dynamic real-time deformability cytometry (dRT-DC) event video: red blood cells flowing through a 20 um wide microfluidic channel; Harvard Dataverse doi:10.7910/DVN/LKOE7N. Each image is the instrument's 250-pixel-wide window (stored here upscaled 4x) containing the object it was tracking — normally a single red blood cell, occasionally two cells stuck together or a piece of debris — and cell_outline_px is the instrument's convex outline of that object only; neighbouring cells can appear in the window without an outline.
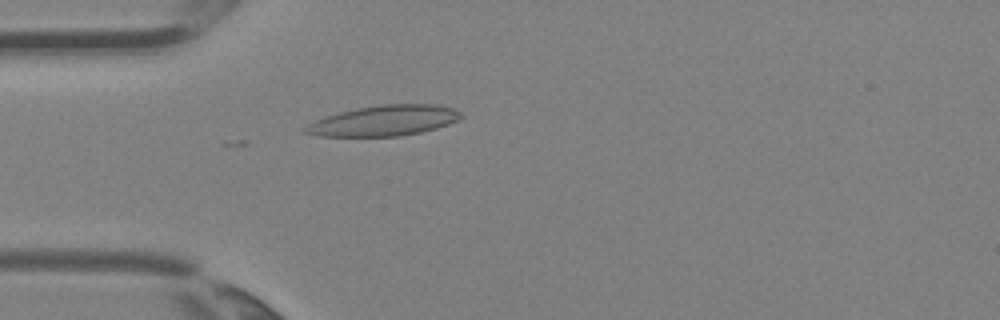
{"species": "Egyptian fruit bat (a non-hibernating species)", "species_latin": "Rousettus aegyptiacus", "temperature_condition": "room temperature", "stored_images_in_passage": 3, "camera_frame_rate_fps": 3000, "um_per_image_px": 0.085, "animal": {"sex": "female"}, "frame": {"image": 1, "passage_image": 3, "time_ms": 0.667, "image_size_px": [1000, 320], "cell_outline_px": [[464, 116], [460, 120], [436, 128], [420, 132], [400, 136], [316, 136], [300, 132], [300, 128], [324, 116], [356, 108], [380, 104], [436, 104], [456, 108]], "centroid_in_image_um": [32.62, 10.25], "position_along_channel_um": 52.4, "area_um2": 28.03}}